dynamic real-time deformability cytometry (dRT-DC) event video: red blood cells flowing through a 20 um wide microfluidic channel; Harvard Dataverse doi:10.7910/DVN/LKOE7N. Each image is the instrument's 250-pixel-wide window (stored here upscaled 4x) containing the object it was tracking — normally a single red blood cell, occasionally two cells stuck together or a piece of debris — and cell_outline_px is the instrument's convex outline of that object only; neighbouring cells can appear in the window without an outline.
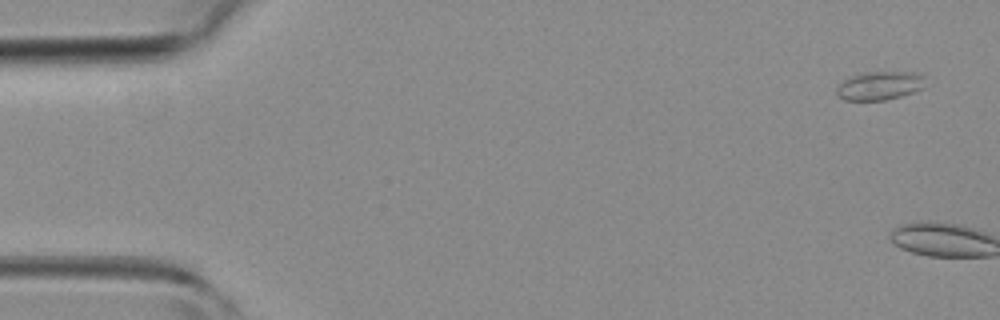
{"species": "common noctule bat (a hibernating species)", "species_latin": "Nyctalus noctula", "temperature_condition": "room temperature", "stored_images_in_passage": 4, "camera_frame_rate_fps": 3000, "um_per_image_px": 0.085, "animal": {"sex": "female", "body_mass_g": 19.3, "forearm_length_mm": 54.1}, "frame": {"image": 1, "passage_image": 4, "time_ms": 3.667, "image_size_px": [1000, 320], "cell_outline_px": [[924, 88], [900, 96], [884, 100], [844, 100], [836, 92], [836, 88], [844, 80], [860, 72], [916, 72], [924, 76]], "centroid_in_image_um": [74.78, 7.27], "position_along_channel_um": 10.2, "area_um2": 14.68}}